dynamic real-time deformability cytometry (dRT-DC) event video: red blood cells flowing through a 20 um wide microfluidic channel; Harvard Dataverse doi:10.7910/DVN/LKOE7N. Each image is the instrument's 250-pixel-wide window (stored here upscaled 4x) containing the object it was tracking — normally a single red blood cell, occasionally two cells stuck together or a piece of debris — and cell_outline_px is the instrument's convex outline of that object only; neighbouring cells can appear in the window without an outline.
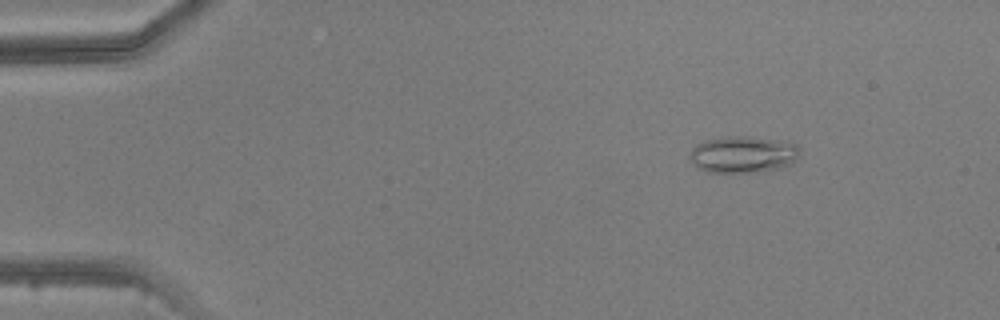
{"species": "common noctule bat (a hibernating species)", "species_latin": "Nyctalus noctula", "temperature_condition": "warm", "stored_images_in_passage": 4, "camera_frame_rate_fps": 3000, "um_per_image_px": 0.085, "animal": {"sex": "male", "body_mass_g": 20.5, "forearm_length_mm": 52.5}, "frame": {"image": 1, "passage_image": 2, "time_ms": 1.333, "image_size_px": [1000, 320], "cell_outline_px": [[800, 152], [796, 160], [792, 164], [780, 168], [760, 172], [708, 172], [696, 168], [692, 164], [688, 156], [688, 152], [696, 144], [704, 140], [728, 136], [748, 136], [788, 140], [796, 144], [800, 148]], "centroid_in_image_um": [63.16, 13.12], "position_along_channel_um": 21.8, "area_um2": 24.28}}